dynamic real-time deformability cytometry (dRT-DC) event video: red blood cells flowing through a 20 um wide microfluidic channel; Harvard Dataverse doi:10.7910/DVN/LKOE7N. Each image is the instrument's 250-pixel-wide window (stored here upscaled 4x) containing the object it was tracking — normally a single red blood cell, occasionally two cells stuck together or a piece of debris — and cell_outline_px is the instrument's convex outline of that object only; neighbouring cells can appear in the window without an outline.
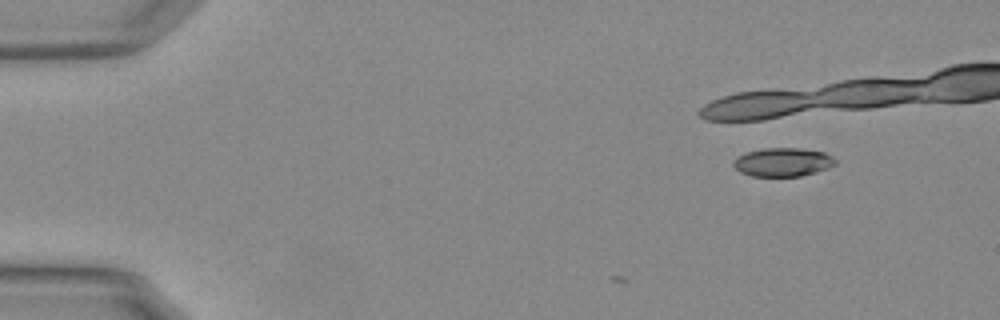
{"species": "Egyptian fruit bat (a non-hibernating species)", "species_latin": "Rousettus aegyptiacus", "temperature_condition": "warm", "stored_images_in_passage": 8, "camera_frame_rate_fps": 3000, "um_per_image_px": 0.085, "animal": {"sex": "female"}, "frame": {"image": 1, "passage_image": 1, "time_ms": 0.0, "image_size_px": [1000, 320], "cell_outline_px": [[836, 164], [828, 168], [816, 172], [800, 176], [752, 176], [740, 172], [732, 164], [732, 160], [736, 156], [748, 152], [764, 148], [800, 148], [824, 152], [832, 156], [836, 160]], "centroid_in_image_um": [66.53, 13.78], "position_along_channel_um": 18.5, "area_um2": 17.05}}